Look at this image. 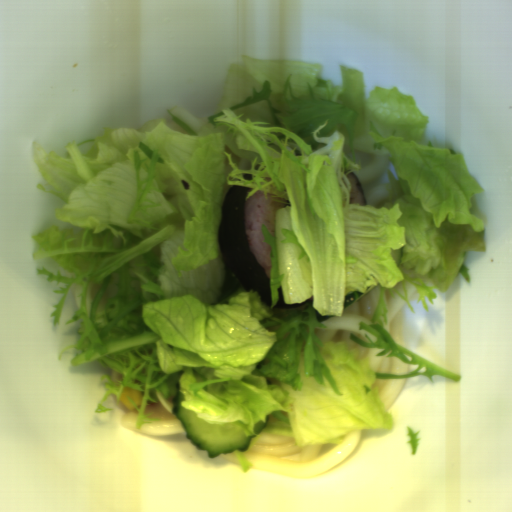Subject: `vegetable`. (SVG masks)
<instances>
[{
  "label": "vegetable",
  "mask_w": 512,
  "mask_h": 512,
  "mask_svg": "<svg viewBox=\"0 0 512 512\" xmlns=\"http://www.w3.org/2000/svg\"><path fill=\"white\" fill-rule=\"evenodd\" d=\"M237 459L239 462V466L242 470V472H248L253 466L250 463L249 459L247 458L245 451H236Z\"/></svg>",
  "instance_id": "2"
},
{
  "label": "vegetable",
  "mask_w": 512,
  "mask_h": 512,
  "mask_svg": "<svg viewBox=\"0 0 512 512\" xmlns=\"http://www.w3.org/2000/svg\"><path fill=\"white\" fill-rule=\"evenodd\" d=\"M339 68L335 84L318 62L246 54L229 65L220 106L202 118L168 109L185 133L162 117L69 141L65 156L31 143L52 189L37 188L62 199L54 217L67 224L31 238L40 245L32 260L50 258L71 272L36 269L65 284L53 292L63 293L52 306L54 326L70 287L83 288L66 323L81 320L78 342L58 361L75 348L72 367L96 360L122 375L118 383L101 376L107 391L95 413L113 410L105 400L114 394L118 404L132 387L142 396L139 406L127 399L140 429L158 419L145 414L150 403L174 414L178 384L181 406L206 423L254 436L268 416L260 433L292 437L301 448L341 445L355 431L394 428L377 379L460 380L397 344L385 327V293L414 312L407 282L429 313L425 297L434 305V289L444 293L457 274L470 284L464 258L486 251L471 200L485 190L461 153L423 145L430 118L414 96L379 85L367 96L364 71ZM375 154L391 159L385 202L349 203L346 176ZM234 185L254 188L246 198L261 190L290 201L276 213L273 236L262 225L271 297L274 306L281 286L287 304L312 299L305 307H269L224 259L218 225ZM401 247L397 266L390 249ZM375 285L385 288L359 329L377 340L351 338L420 365L408 375L374 372L345 340L330 342L315 318L314 308L342 316L344 295Z\"/></svg>",
  "instance_id": "1"
}]
</instances>
